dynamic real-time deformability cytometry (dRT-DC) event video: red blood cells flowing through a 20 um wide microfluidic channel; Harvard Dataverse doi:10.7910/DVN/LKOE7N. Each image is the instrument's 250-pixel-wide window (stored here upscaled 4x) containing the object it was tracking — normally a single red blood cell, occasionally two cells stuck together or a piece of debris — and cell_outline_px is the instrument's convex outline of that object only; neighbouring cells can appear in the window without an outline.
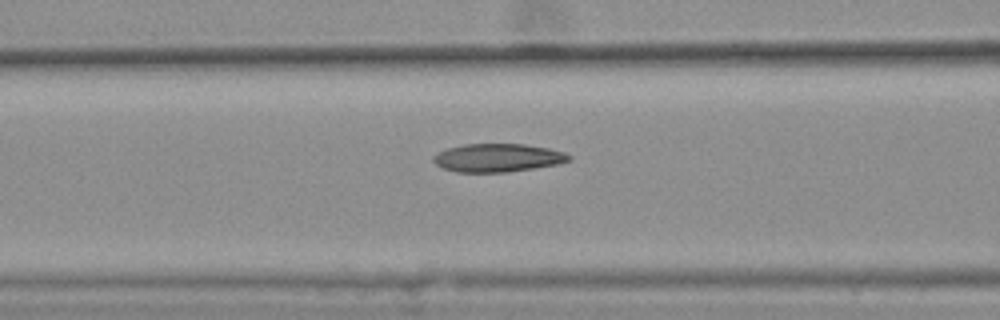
{"species": "common noctule bat (a hibernating species)", "species_latin": "Nyctalus noctula", "temperature_condition": "warm", "stored_images_in_passage": 48, "camera_frame_rate_fps": 3000, "um_per_image_px": 0.085, "animal": {"sex": "female", "body_mass_g": 25.1}, "frame": {"image": 1, "passage_image": 21, "time_ms": 6.667, "image_size_px": [1000, 320], "cell_outline_px": [[572, 160], [560, 164], [508, 172], [456, 172], [444, 168], [436, 164], [432, 160], [432, 156], [436, 152], [448, 148], [464, 144], [524, 144], [548, 148], [564, 152], [572, 156]], "centroid_in_image_um": [42.32, 13.41], "position_along_channel_um": 124.3, "area_um2": 22.48}, "authors_computed_cell_mechanics": {"area_um2": 22.542, "velocity_mm_per_s": 3.6325, "shape_relaxation_time_tau1_ms": null, "shape_relaxation_time_tau2_ms": 3.7015, "deformation_change_tau1": null, "deformation_change_tau2": 0.1077}}